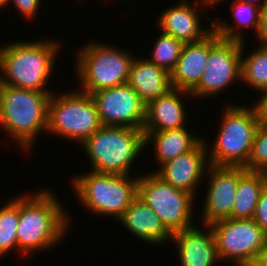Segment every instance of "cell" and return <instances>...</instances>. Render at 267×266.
Segmentation results:
<instances>
[{"mask_svg": "<svg viewBox=\"0 0 267 266\" xmlns=\"http://www.w3.org/2000/svg\"><path fill=\"white\" fill-rule=\"evenodd\" d=\"M19 194L18 251L29 260L31 253L53 248L68 234L70 218L50 189L32 195ZM27 195V196H26ZM63 238V239H62Z\"/></svg>", "mask_w": 267, "mask_h": 266, "instance_id": "cell-1", "label": "cell"}, {"mask_svg": "<svg viewBox=\"0 0 267 266\" xmlns=\"http://www.w3.org/2000/svg\"><path fill=\"white\" fill-rule=\"evenodd\" d=\"M61 44L56 39L4 44L0 47V84L52 94L55 91L47 90L46 84Z\"/></svg>", "mask_w": 267, "mask_h": 266, "instance_id": "cell-2", "label": "cell"}, {"mask_svg": "<svg viewBox=\"0 0 267 266\" xmlns=\"http://www.w3.org/2000/svg\"><path fill=\"white\" fill-rule=\"evenodd\" d=\"M50 96L49 92L0 84V104L5 131L23 151L29 152L39 134L47 131Z\"/></svg>", "mask_w": 267, "mask_h": 266, "instance_id": "cell-3", "label": "cell"}, {"mask_svg": "<svg viewBox=\"0 0 267 266\" xmlns=\"http://www.w3.org/2000/svg\"><path fill=\"white\" fill-rule=\"evenodd\" d=\"M86 152L94 172L130 175L131 165L145 149L143 129L102 126L79 147Z\"/></svg>", "mask_w": 267, "mask_h": 266, "instance_id": "cell-4", "label": "cell"}, {"mask_svg": "<svg viewBox=\"0 0 267 266\" xmlns=\"http://www.w3.org/2000/svg\"><path fill=\"white\" fill-rule=\"evenodd\" d=\"M76 176V177H75ZM72 178L77 200L88 211L118 220L137 197L138 175H115L91 171Z\"/></svg>", "mask_w": 267, "mask_h": 266, "instance_id": "cell-5", "label": "cell"}, {"mask_svg": "<svg viewBox=\"0 0 267 266\" xmlns=\"http://www.w3.org/2000/svg\"><path fill=\"white\" fill-rule=\"evenodd\" d=\"M227 104L212 146L205 140L209 165L245 167L260 123L251 106Z\"/></svg>", "mask_w": 267, "mask_h": 266, "instance_id": "cell-6", "label": "cell"}, {"mask_svg": "<svg viewBox=\"0 0 267 266\" xmlns=\"http://www.w3.org/2000/svg\"><path fill=\"white\" fill-rule=\"evenodd\" d=\"M75 60L78 90L86 94L118 86L128 82L132 53L97 41L83 45Z\"/></svg>", "mask_w": 267, "mask_h": 266, "instance_id": "cell-7", "label": "cell"}, {"mask_svg": "<svg viewBox=\"0 0 267 266\" xmlns=\"http://www.w3.org/2000/svg\"><path fill=\"white\" fill-rule=\"evenodd\" d=\"M59 94L56 92L50 96L46 132L81 145L103 126L95 102L90 94L77 88Z\"/></svg>", "mask_w": 267, "mask_h": 266, "instance_id": "cell-8", "label": "cell"}, {"mask_svg": "<svg viewBox=\"0 0 267 266\" xmlns=\"http://www.w3.org/2000/svg\"><path fill=\"white\" fill-rule=\"evenodd\" d=\"M137 196L154 210L171 235L194 226L195 197L174 188L154 171L138 177Z\"/></svg>", "mask_w": 267, "mask_h": 266, "instance_id": "cell-9", "label": "cell"}, {"mask_svg": "<svg viewBox=\"0 0 267 266\" xmlns=\"http://www.w3.org/2000/svg\"><path fill=\"white\" fill-rule=\"evenodd\" d=\"M242 46L243 42L222 39L214 30L209 34V57L199 83L189 92L193 98L220 95L241 81Z\"/></svg>", "mask_w": 267, "mask_h": 266, "instance_id": "cell-10", "label": "cell"}, {"mask_svg": "<svg viewBox=\"0 0 267 266\" xmlns=\"http://www.w3.org/2000/svg\"><path fill=\"white\" fill-rule=\"evenodd\" d=\"M220 261L251 266L267 236L253 219H222L210 224ZM228 259V260H227Z\"/></svg>", "mask_w": 267, "mask_h": 266, "instance_id": "cell-11", "label": "cell"}, {"mask_svg": "<svg viewBox=\"0 0 267 266\" xmlns=\"http://www.w3.org/2000/svg\"><path fill=\"white\" fill-rule=\"evenodd\" d=\"M103 126L143 129L146 104L128 84L124 83L90 94Z\"/></svg>", "mask_w": 267, "mask_h": 266, "instance_id": "cell-12", "label": "cell"}, {"mask_svg": "<svg viewBox=\"0 0 267 266\" xmlns=\"http://www.w3.org/2000/svg\"><path fill=\"white\" fill-rule=\"evenodd\" d=\"M246 172L244 167L208 166L205 176L209 181L200 226L226 218L231 219L238 182Z\"/></svg>", "mask_w": 267, "mask_h": 266, "instance_id": "cell-13", "label": "cell"}, {"mask_svg": "<svg viewBox=\"0 0 267 266\" xmlns=\"http://www.w3.org/2000/svg\"><path fill=\"white\" fill-rule=\"evenodd\" d=\"M205 137L190 151L162 164L155 173L165 182L194 197L209 166Z\"/></svg>", "mask_w": 267, "mask_h": 266, "instance_id": "cell-14", "label": "cell"}, {"mask_svg": "<svg viewBox=\"0 0 267 266\" xmlns=\"http://www.w3.org/2000/svg\"><path fill=\"white\" fill-rule=\"evenodd\" d=\"M190 2V0H181L163 11L157 20L159 30L183 43L196 42L208 36L214 30L213 21L209 28L207 26L203 28L200 21L202 12L196 8L200 6L199 4L201 7L205 5L200 0L193 1L194 6L190 5L192 4Z\"/></svg>", "mask_w": 267, "mask_h": 266, "instance_id": "cell-15", "label": "cell"}, {"mask_svg": "<svg viewBox=\"0 0 267 266\" xmlns=\"http://www.w3.org/2000/svg\"><path fill=\"white\" fill-rule=\"evenodd\" d=\"M197 227L194 225L172 234L171 242L176 245L179 266H216L220 259L213 230L210 225H203L206 231Z\"/></svg>", "mask_w": 267, "mask_h": 266, "instance_id": "cell-16", "label": "cell"}, {"mask_svg": "<svg viewBox=\"0 0 267 266\" xmlns=\"http://www.w3.org/2000/svg\"><path fill=\"white\" fill-rule=\"evenodd\" d=\"M184 96L193 98L188 91L173 88L165 95L151 100L146 105L143 130L166 131L185 127L188 115L181 101Z\"/></svg>", "mask_w": 267, "mask_h": 266, "instance_id": "cell-17", "label": "cell"}, {"mask_svg": "<svg viewBox=\"0 0 267 266\" xmlns=\"http://www.w3.org/2000/svg\"><path fill=\"white\" fill-rule=\"evenodd\" d=\"M117 222L122 223L133 236L135 235L146 243L160 246L171 241L172 235L166 230L158 215L138 196Z\"/></svg>", "mask_w": 267, "mask_h": 266, "instance_id": "cell-18", "label": "cell"}, {"mask_svg": "<svg viewBox=\"0 0 267 266\" xmlns=\"http://www.w3.org/2000/svg\"><path fill=\"white\" fill-rule=\"evenodd\" d=\"M209 57V35L184 43L174 70L170 73L172 88L190 92L200 81Z\"/></svg>", "mask_w": 267, "mask_h": 266, "instance_id": "cell-19", "label": "cell"}, {"mask_svg": "<svg viewBox=\"0 0 267 266\" xmlns=\"http://www.w3.org/2000/svg\"><path fill=\"white\" fill-rule=\"evenodd\" d=\"M143 59L134 57L127 83L147 105L151 100L165 95L173 88L170 73L146 58Z\"/></svg>", "mask_w": 267, "mask_h": 266, "instance_id": "cell-20", "label": "cell"}, {"mask_svg": "<svg viewBox=\"0 0 267 266\" xmlns=\"http://www.w3.org/2000/svg\"><path fill=\"white\" fill-rule=\"evenodd\" d=\"M187 129L182 127L166 131H144L145 148L148 147V143L153 145L155 159L161 166L165 162L192 150L203 139V136L193 135L191 130Z\"/></svg>", "mask_w": 267, "mask_h": 266, "instance_id": "cell-21", "label": "cell"}, {"mask_svg": "<svg viewBox=\"0 0 267 266\" xmlns=\"http://www.w3.org/2000/svg\"><path fill=\"white\" fill-rule=\"evenodd\" d=\"M234 23L233 25L227 24L225 22L218 20H213V28L214 31L222 38L226 40H237L244 42L243 36L244 32L241 28L251 27L255 35H258L259 27H260V14L261 7L254 4L242 3L237 0H232L230 4Z\"/></svg>", "mask_w": 267, "mask_h": 266, "instance_id": "cell-22", "label": "cell"}, {"mask_svg": "<svg viewBox=\"0 0 267 266\" xmlns=\"http://www.w3.org/2000/svg\"><path fill=\"white\" fill-rule=\"evenodd\" d=\"M265 182L259 172L247 171L238 182L231 219H252Z\"/></svg>", "mask_w": 267, "mask_h": 266, "instance_id": "cell-23", "label": "cell"}, {"mask_svg": "<svg viewBox=\"0 0 267 266\" xmlns=\"http://www.w3.org/2000/svg\"><path fill=\"white\" fill-rule=\"evenodd\" d=\"M245 41L242 46L241 81L250 85V88L259 90L267 88V46L261 45L251 51L249 55L244 54ZM244 54V55H243Z\"/></svg>", "mask_w": 267, "mask_h": 266, "instance_id": "cell-24", "label": "cell"}, {"mask_svg": "<svg viewBox=\"0 0 267 266\" xmlns=\"http://www.w3.org/2000/svg\"><path fill=\"white\" fill-rule=\"evenodd\" d=\"M0 207V258L10 252L18 251L17 226L19 221V196L9 198Z\"/></svg>", "mask_w": 267, "mask_h": 266, "instance_id": "cell-25", "label": "cell"}, {"mask_svg": "<svg viewBox=\"0 0 267 266\" xmlns=\"http://www.w3.org/2000/svg\"><path fill=\"white\" fill-rule=\"evenodd\" d=\"M157 40L154 42L152 55L147 60L171 73L180 57L184 43L173 36L159 33Z\"/></svg>", "mask_w": 267, "mask_h": 266, "instance_id": "cell-26", "label": "cell"}, {"mask_svg": "<svg viewBox=\"0 0 267 266\" xmlns=\"http://www.w3.org/2000/svg\"><path fill=\"white\" fill-rule=\"evenodd\" d=\"M267 165V125L260 123L252 143L251 153L244 167L249 172H259Z\"/></svg>", "mask_w": 267, "mask_h": 266, "instance_id": "cell-27", "label": "cell"}, {"mask_svg": "<svg viewBox=\"0 0 267 266\" xmlns=\"http://www.w3.org/2000/svg\"><path fill=\"white\" fill-rule=\"evenodd\" d=\"M42 0H5L4 6L7 7L8 3L13 4L21 16L33 20L38 14Z\"/></svg>", "mask_w": 267, "mask_h": 266, "instance_id": "cell-28", "label": "cell"}, {"mask_svg": "<svg viewBox=\"0 0 267 266\" xmlns=\"http://www.w3.org/2000/svg\"><path fill=\"white\" fill-rule=\"evenodd\" d=\"M252 219L267 236V186H265L260 194Z\"/></svg>", "mask_w": 267, "mask_h": 266, "instance_id": "cell-29", "label": "cell"}, {"mask_svg": "<svg viewBox=\"0 0 267 266\" xmlns=\"http://www.w3.org/2000/svg\"><path fill=\"white\" fill-rule=\"evenodd\" d=\"M258 92L261 93L262 96L254 103L252 108L255 111L259 123L267 125V88L261 89Z\"/></svg>", "mask_w": 267, "mask_h": 266, "instance_id": "cell-30", "label": "cell"}, {"mask_svg": "<svg viewBox=\"0 0 267 266\" xmlns=\"http://www.w3.org/2000/svg\"><path fill=\"white\" fill-rule=\"evenodd\" d=\"M256 37L261 45L267 46V2L261 7L260 27Z\"/></svg>", "mask_w": 267, "mask_h": 266, "instance_id": "cell-31", "label": "cell"}, {"mask_svg": "<svg viewBox=\"0 0 267 266\" xmlns=\"http://www.w3.org/2000/svg\"><path fill=\"white\" fill-rule=\"evenodd\" d=\"M251 266H267V241Z\"/></svg>", "mask_w": 267, "mask_h": 266, "instance_id": "cell-32", "label": "cell"}, {"mask_svg": "<svg viewBox=\"0 0 267 266\" xmlns=\"http://www.w3.org/2000/svg\"><path fill=\"white\" fill-rule=\"evenodd\" d=\"M203 5H205L207 8H212V6H216L217 4H220L221 1H225V0H200Z\"/></svg>", "mask_w": 267, "mask_h": 266, "instance_id": "cell-33", "label": "cell"}, {"mask_svg": "<svg viewBox=\"0 0 267 266\" xmlns=\"http://www.w3.org/2000/svg\"><path fill=\"white\" fill-rule=\"evenodd\" d=\"M237 1L242 3L258 5L260 7H262L267 2V0H237Z\"/></svg>", "mask_w": 267, "mask_h": 266, "instance_id": "cell-34", "label": "cell"}, {"mask_svg": "<svg viewBox=\"0 0 267 266\" xmlns=\"http://www.w3.org/2000/svg\"><path fill=\"white\" fill-rule=\"evenodd\" d=\"M259 173L261 174L264 182H265V185L267 186V165L265 167H263Z\"/></svg>", "mask_w": 267, "mask_h": 266, "instance_id": "cell-35", "label": "cell"}, {"mask_svg": "<svg viewBox=\"0 0 267 266\" xmlns=\"http://www.w3.org/2000/svg\"><path fill=\"white\" fill-rule=\"evenodd\" d=\"M0 126L2 128H4V130H5L4 119H3V115H2V111H1V104H0Z\"/></svg>", "mask_w": 267, "mask_h": 266, "instance_id": "cell-36", "label": "cell"}, {"mask_svg": "<svg viewBox=\"0 0 267 266\" xmlns=\"http://www.w3.org/2000/svg\"><path fill=\"white\" fill-rule=\"evenodd\" d=\"M5 0H0V8L4 6Z\"/></svg>", "mask_w": 267, "mask_h": 266, "instance_id": "cell-37", "label": "cell"}]
</instances>
